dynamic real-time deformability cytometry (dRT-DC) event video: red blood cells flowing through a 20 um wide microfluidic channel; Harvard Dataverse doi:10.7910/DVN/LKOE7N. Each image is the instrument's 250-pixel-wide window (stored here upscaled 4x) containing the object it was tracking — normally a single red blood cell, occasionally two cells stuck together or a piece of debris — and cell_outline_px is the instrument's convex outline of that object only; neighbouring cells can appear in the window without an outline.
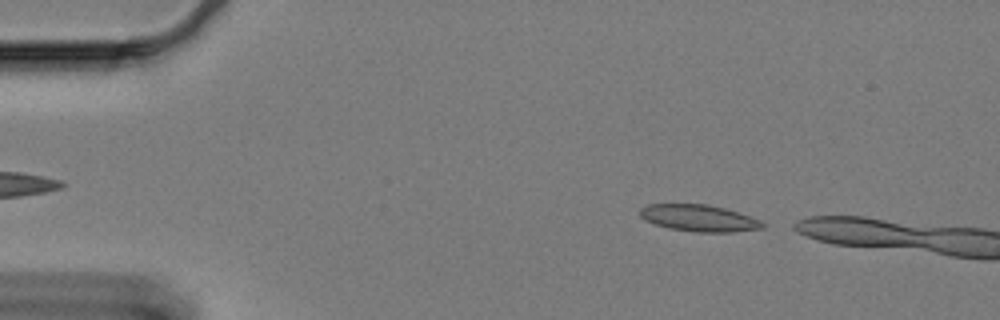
{"species": "Egyptian fruit bat (a non-hibernating species)", "species_latin": "Rousettus aegyptiacus", "temperature_condition": "cold", "stored_images_in_passage": 10, "camera_frame_rate_fps": 3000, "um_per_image_px": 0.085, "animal": {"sex": "female"}, "frame": {"image": 1, "passage_image": 2, "time_ms": 0.333, "image_size_px": [1000, 320], "cell_outline_px": [[764, 228], [732, 232], [696, 232], [668, 228], [656, 224], [640, 216], [640, 208], [648, 204], [708, 204], [724, 208], [760, 220], [764, 224]], "centroid_in_image_um": [59.41, 18.54], "position_along_channel_um": 25.6, "area_um2": 18.84}}